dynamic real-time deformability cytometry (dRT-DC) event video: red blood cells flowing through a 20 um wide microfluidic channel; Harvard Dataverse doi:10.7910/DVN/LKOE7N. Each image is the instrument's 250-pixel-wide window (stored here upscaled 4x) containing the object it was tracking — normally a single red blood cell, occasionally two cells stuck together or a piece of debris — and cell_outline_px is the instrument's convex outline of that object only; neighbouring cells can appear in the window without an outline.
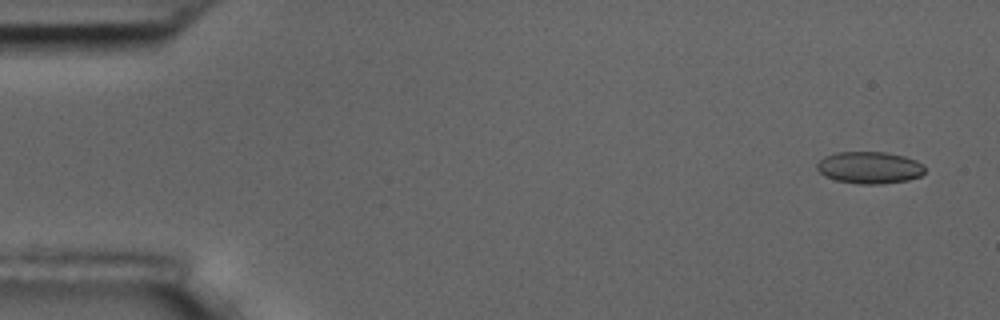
{"species": "common noctule bat (a hibernating species)", "species_latin": "Nyctalus noctula", "temperature_condition": "room temperature", "stored_images_in_passage": 4, "camera_frame_rate_fps": 3000, "um_per_image_px": 0.085, "animal": {"sex": "male", "body_mass_g": 17.5, "forearm_length_mm": 52.3}, "frame": {"image": 1, "passage_image": 1, "time_ms": 0.0, "image_size_px": [1000, 320], "cell_outline_px": [[924, 172], [920, 176], [908, 180], [880, 184], [860, 184], [836, 180], [824, 176], [816, 168], [816, 164], [824, 156], [836, 152], [884, 152], [904, 156], [916, 160], [924, 164]], "centroid_in_image_um": [73.9, 14.24], "position_along_channel_um": 11.1, "area_um2": 20.17}}